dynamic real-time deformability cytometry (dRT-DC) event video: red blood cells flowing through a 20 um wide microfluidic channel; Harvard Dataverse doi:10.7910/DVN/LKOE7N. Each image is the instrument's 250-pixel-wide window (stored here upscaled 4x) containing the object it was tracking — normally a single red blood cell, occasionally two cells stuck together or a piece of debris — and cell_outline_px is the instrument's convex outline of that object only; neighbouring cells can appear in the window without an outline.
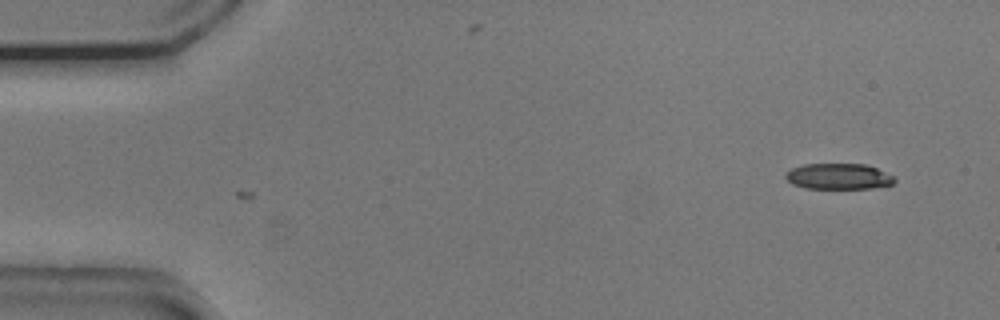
{"species": "common noctule bat (a hibernating species)", "species_latin": "Nyctalus noctula", "temperature_condition": "cold", "stored_images_in_passage": 8, "camera_frame_rate_fps": 3000, "um_per_image_px": 0.085, "animal": {"sex": "male", "body_mass_g": 20.5, "forearm_length_mm": 52.5}, "frame": {"image": 1, "passage_image": 8, "time_ms": 2.333, "image_size_px": [1000, 320], "cell_outline_px": [[896, 180], [892, 184], [872, 188], [804, 188], [792, 184], [784, 176], [784, 172], [792, 168], [804, 164], [864, 164], [876, 168], [896, 176]], "centroid_in_image_um": [71.27, 14.99], "position_along_channel_um": 13.7, "area_um2": 16.47}}